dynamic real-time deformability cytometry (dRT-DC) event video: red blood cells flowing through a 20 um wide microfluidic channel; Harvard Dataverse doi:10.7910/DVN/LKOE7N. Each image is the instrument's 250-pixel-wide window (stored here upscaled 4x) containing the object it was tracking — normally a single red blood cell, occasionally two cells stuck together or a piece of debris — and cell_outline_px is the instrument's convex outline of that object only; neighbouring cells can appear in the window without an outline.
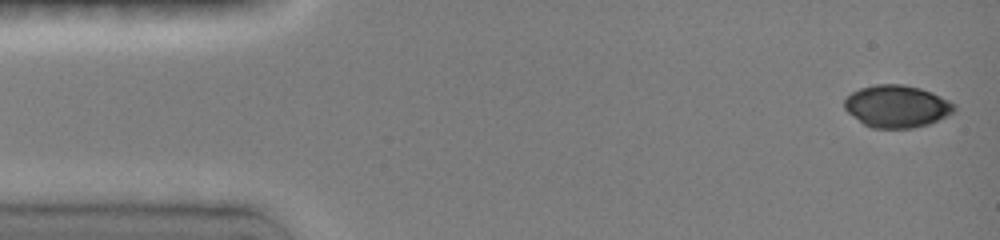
{"species": "common noctule bat (a hibernating species)", "species_latin": "Nyctalus noctula", "temperature_condition": "room temperature", "stored_images_in_passage": 24, "camera_frame_rate_fps": 3000, "um_per_image_px": 0.085, "animal": {"sex": "female", "body_mass_g": 19.0, "forearm_length_mm": 51.5}, "frame": {"image": 1, "passage_image": 1, "time_ms": 0.0, "image_size_px": [1000, 240], "cell_outline_px": [[956, 112], [928, 124], [912, 128], [872, 128], [864, 124], [848, 112], [844, 108], [844, 100], [852, 92], [860, 88], [876, 84], [904, 84], [920, 88], [932, 92], [956, 104]], "centroid_in_image_um": [76.25, 9.03], "position_along_channel_um": 8.7, "area_um2": 27.11}}
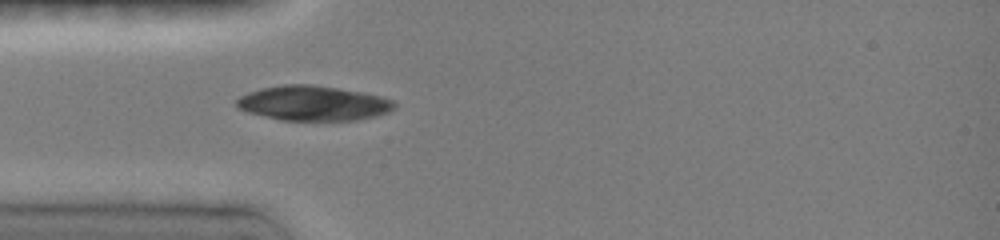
{"frame": {"image": 2, "passage_image": 12, "time_ms": 4.0, "image_size_px": [1000, 240], "cell_outline_px": [[396, 108], [388, 112], [376, 116], [356, 120], [280, 120], [248, 112], [236, 108], [236, 100], [240, 96], [248, 92], [260, 88], [284, 84], [308, 84], [336, 88], [360, 92], [380, 96], [392, 100], [396, 104]], "centroid_in_image_um": [26.6, 8.77], "position_along_channel_um": 58.4, "area_um2": 31.96}}
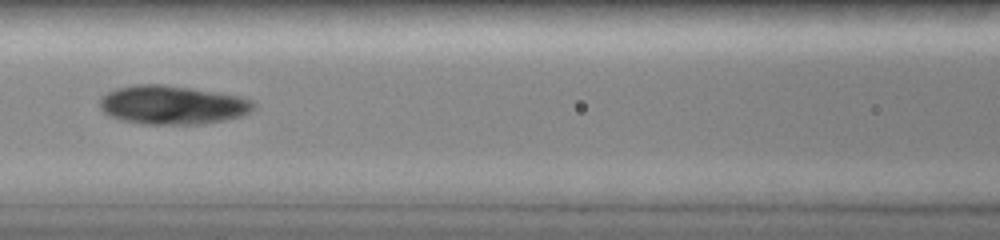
{"frame": {"image": 3, "passage_image": 19, "time_ms": 6.333, "image_size_px": [1000, 240], "cell_outline_px": [[256, 104], [252, 112], [244, 116], [204, 124], [140, 124], [120, 120], [104, 112], [100, 108], [100, 100], [108, 92], [120, 88], [136, 84], [160, 84], [188, 88], [240, 96], [252, 100]], "centroid_in_image_um": [14.7, 8.94], "position_along_channel_um": 151.9, "area_um2": 34.68}}